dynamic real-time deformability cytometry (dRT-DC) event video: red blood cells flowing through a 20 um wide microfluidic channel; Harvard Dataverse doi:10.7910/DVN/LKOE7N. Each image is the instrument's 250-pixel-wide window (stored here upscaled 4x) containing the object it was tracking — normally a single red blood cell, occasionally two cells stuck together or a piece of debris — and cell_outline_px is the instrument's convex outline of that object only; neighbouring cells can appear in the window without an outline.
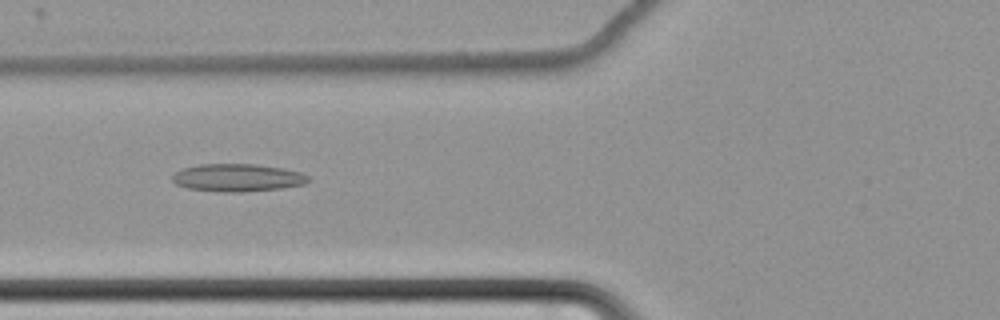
{"species": "common noctule bat (a hibernating species)", "species_latin": "Nyctalus noctula", "temperature_condition": "cold", "stored_images_in_passage": 46, "camera_frame_rate_fps": 3000, "um_per_image_px": 0.085, "animal": {"sex": "female", "body_mass_g": 22.7, "forearm_length_mm": 54.2}, "frame": {"image": 1, "passage_image": 10, "time_ms": 3.0, "image_size_px": [1000, 320], "cell_outline_px": [[312, 180], [304, 184], [284, 188], [240, 192], [224, 192], [188, 188], [176, 184], [172, 180], [172, 176], [176, 172], [184, 168], [200, 164], [256, 164], [280, 168], [300, 172], [308, 176]], "centroid_in_image_um": [20.21, 15.11], "position_along_channel_um": 105.6, "area_um2": 21.85}}
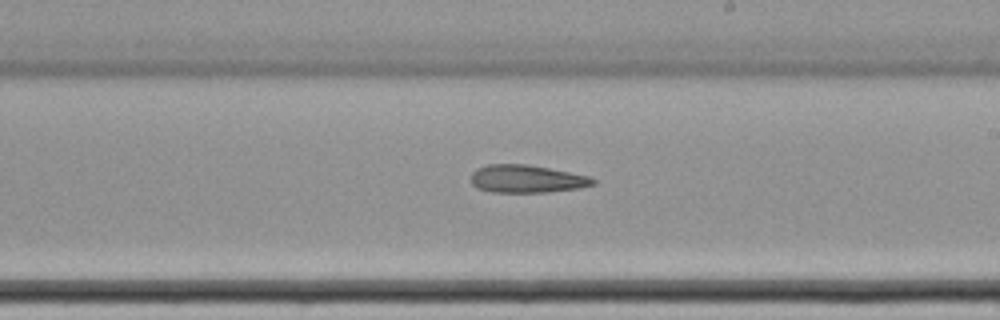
{"frame": {"image": 2, "passage_image": 22, "time_ms": 7.0, "image_size_px": [1000, 320], "cell_outline_px": [[596, 184], [580, 188], [548, 192], [492, 192], [476, 188], [472, 184], [472, 172], [476, 168], [488, 164], [528, 164], [592, 176], [596, 180]], "centroid_in_image_um": [44.8, 15.2], "position_along_channel_um": 244.2, "area_um2": 20.0}}
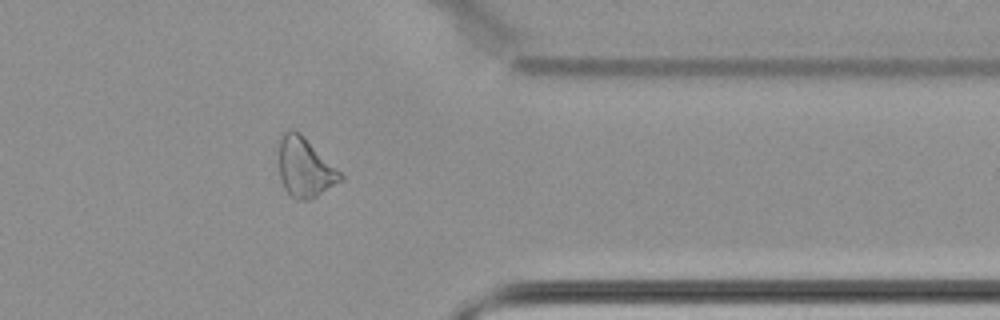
{"frame": {"image": 3, "passage_image": 35, "time_ms": 11.333, "image_size_px": [1000, 320], "cell_outline_px": [[344, 180], [316, 196], [308, 200], [296, 200], [284, 188], [280, 176], [276, 144], [280, 136], [288, 128], [292, 128], [300, 132], [344, 176]], "centroid_in_image_um": [25.86, 14.19], "position_along_channel_um": 385.5, "area_um2": 21.68}}